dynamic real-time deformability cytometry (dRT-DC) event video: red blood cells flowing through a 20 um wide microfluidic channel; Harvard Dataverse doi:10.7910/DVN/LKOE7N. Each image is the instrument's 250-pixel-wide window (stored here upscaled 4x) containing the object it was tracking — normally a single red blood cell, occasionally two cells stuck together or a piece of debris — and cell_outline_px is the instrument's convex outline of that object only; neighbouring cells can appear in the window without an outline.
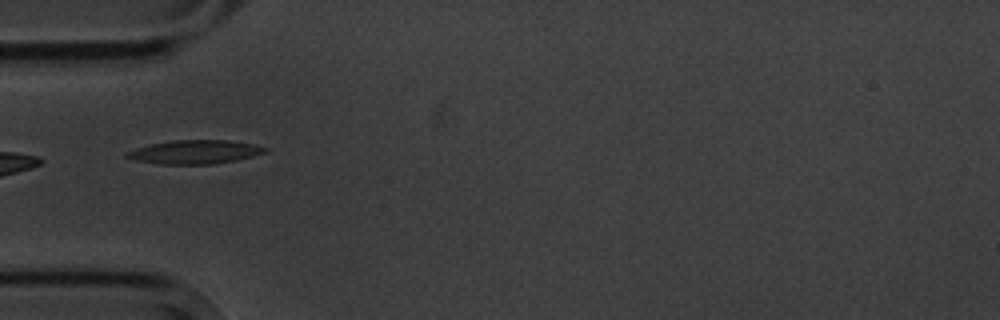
{"species": "common noctule bat (a hibernating species)", "species_latin": "Nyctalus noctula", "temperature_condition": "cold", "stored_images_in_passage": 6, "camera_frame_rate_fps": 3000, "um_per_image_px": 0.085, "animal": {"sex": "male", "body_mass_g": 20.1, "forearm_length_mm": 53.5}, "frame": {"image": 1, "passage_image": 2, "time_ms": 1.333, "image_size_px": [1000, 320], "cell_outline_px": [[268, 152], [236, 160], [216, 164], [156, 164], [136, 160], [124, 156], [124, 152], [136, 148], [152, 144], [172, 140], [224, 140], [252, 144], [268, 148]], "centroid_in_image_um": [16.54, 12.92], "position_along_channel_um": 68.5, "area_um2": 19.07}}